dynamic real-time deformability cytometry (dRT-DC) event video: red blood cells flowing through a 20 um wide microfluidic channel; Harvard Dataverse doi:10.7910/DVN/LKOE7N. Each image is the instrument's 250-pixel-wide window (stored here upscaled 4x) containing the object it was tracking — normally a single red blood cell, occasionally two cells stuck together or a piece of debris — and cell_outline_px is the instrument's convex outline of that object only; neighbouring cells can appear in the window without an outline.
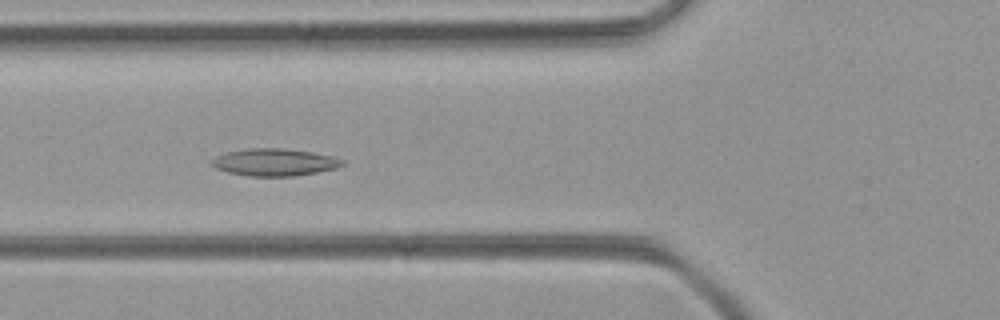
{"species": "common noctule bat (a hibernating species)", "species_latin": "Nyctalus noctula", "temperature_condition": "room temperature", "stored_images_in_passage": 39, "segment_of_instrument_passage": [1, 2], "camera_frame_rate_fps": 3000, "um_per_image_px": 0.085, "animal": {"sex": "female", "body_mass_g": 21.9}, "frame": {"image": 1, "passage_image": 6, "time_ms": 1.667, "image_size_px": [1000, 320], "cell_outline_px": [[344, 164], [336, 168], [316, 172], [292, 176], [248, 176], [228, 172], [216, 168], [208, 164], [216, 156], [224, 152], [248, 148], [284, 148], [312, 152], [332, 156], [344, 160]], "centroid_in_image_um": [23.29, 13.78], "position_along_channel_um": 102.5, "area_um2": 20.81}}
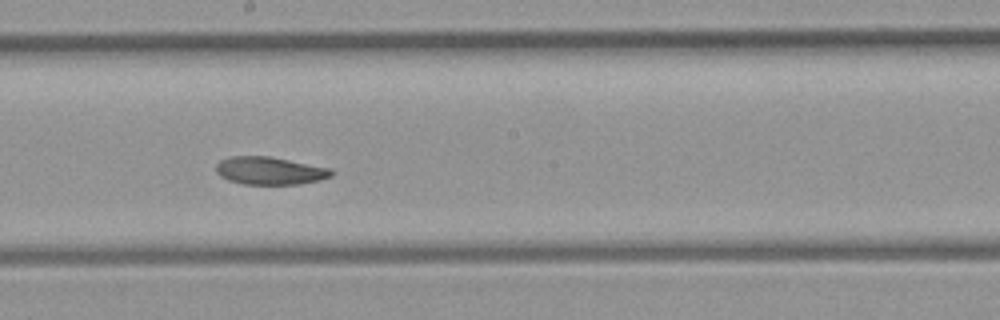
{"frame": {"image": 2, "passage_image": 15, "time_ms": 4.667, "image_size_px": [1000, 320], "cell_outline_px": [[336, 172], [332, 176], [320, 180], [300, 184], [244, 184], [228, 180], [220, 176], [216, 172], [216, 164], [220, 160], [232, 156], [268, 156], [332, 168]], "centroid_in_image_um": [22.96, 14.51], "position_along_channel_um": 225.2, "area_um2": 18.79}}
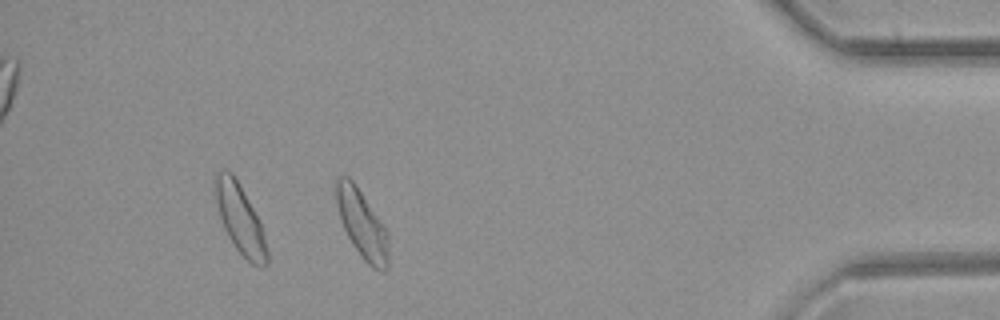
{"frame": {"image": 3, "passage_image": 32, "time_ms": 10.333, "image_size_px": [1000, 320], "cell_outline_px": [[388, 268], [384, 272], [380, 272], [372, 268], [364, 260], [352, 244], [340, 220], [336, 204], [336, 180], [340, 176], [348, 176], [352, 180], [384, 228], [388, 236]], "centroid_in_image_um": [30.76, 19.11], "position_along_channel_um": 404.4, "area_um2": 20.29}}